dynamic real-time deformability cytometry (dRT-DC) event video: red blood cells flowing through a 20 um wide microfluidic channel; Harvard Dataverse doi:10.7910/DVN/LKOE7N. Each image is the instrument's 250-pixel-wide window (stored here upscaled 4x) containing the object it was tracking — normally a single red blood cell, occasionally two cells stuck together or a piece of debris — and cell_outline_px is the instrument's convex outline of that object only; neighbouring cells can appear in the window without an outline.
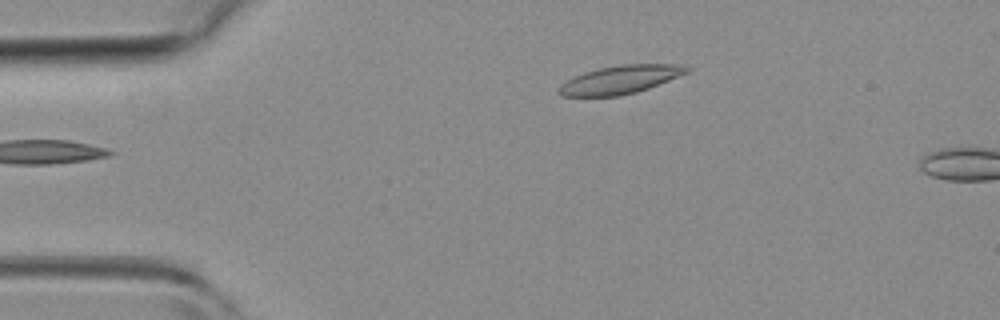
{"species": "common noctule bat (a hibernating species)", "species_latin": "Nyctalus noctula", "temperature_condition": "room temperature", "stored_images_in_passage": 2, "camera_frame_rate_fps": 3000, "um_per_image_px": 0.085, "animal": {"sex": "female", "body_mass_g": 19.3, "forearm_length_mm": 54.1}, "frame": {"image": 1, "passage_image": 2, "time_ms": 1.333, "image_size_px": [1000, 320], "cell_outline_px": [[692, 68], [688, 72], [648, 88], [636, 92], [620, 96], [560, 96], [560, 84], [584, 72], [600, 68], [620, 64], [684, 64]], "centroid_in_image_um": [52.76, 6.76], "position_along_channel_um": 32.2, "area_um2": 20.87}}